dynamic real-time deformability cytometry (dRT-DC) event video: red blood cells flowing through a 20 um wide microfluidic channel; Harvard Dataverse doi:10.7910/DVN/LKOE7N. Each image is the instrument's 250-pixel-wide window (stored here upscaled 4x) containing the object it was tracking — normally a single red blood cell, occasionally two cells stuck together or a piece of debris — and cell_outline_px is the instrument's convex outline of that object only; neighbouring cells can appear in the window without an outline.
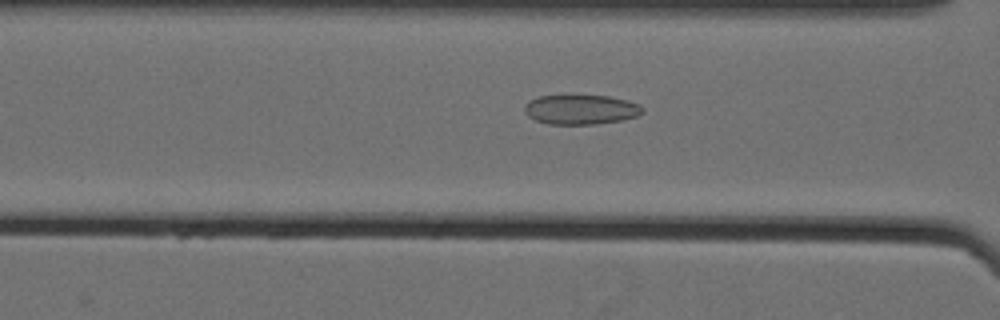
{"species": "Egyptian fruit bat (a non-hibernating species)", "species_latin": "Rousettus aegyptiacus", "temperature_condition": "cold", "stored_images_in_passage": 47, "camera_frame_rate_fps": 3000, "um_per_image_px": 0.085, "animal": {"sex": "female"}, "frame": {"image": 1, "passage_image": 15, "time_ms": 4.667, "image_size_px": [1000, 320], "cell_outline_px": [[644, 112], [636, 116], [624, 120], [596, 124], [548, 124], [536, 120], [528, 116], [524, 112], [524, 104], [528, 100], [540, 96], [608, 96], [628, 100], [640, 104], [644, 108]], "centroid_in_image_um": [49.39, 9.31], "position_along_channel_um": 117.2, "area_um2": 20.52}}
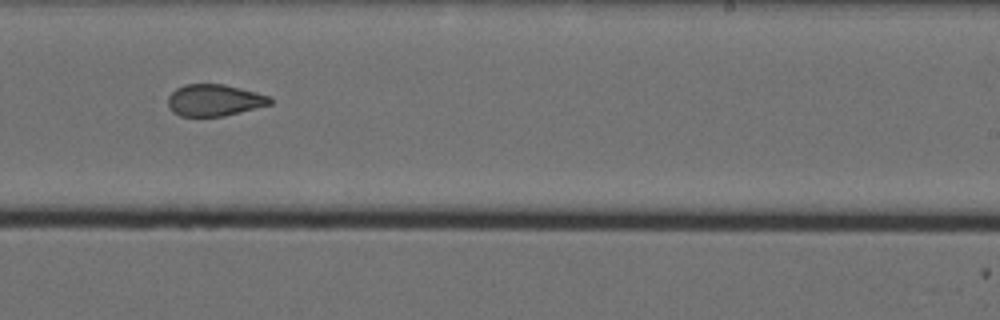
{"frame": {"image": 2, "passage_image": 28, "time_ms": 9.0, "image_size_px": [1000, 320], "cell_outline_px": [[272, 104], [224, 116], [180, 116], [172, 112], [168, 108], [168, 96], [176, 88], [184, 84], [224, 84], [272, 96]], "centroid_in_image_um": [18.21, 8.51], "position_along_channel_um": 270.8, "area_um2": 19.02}}
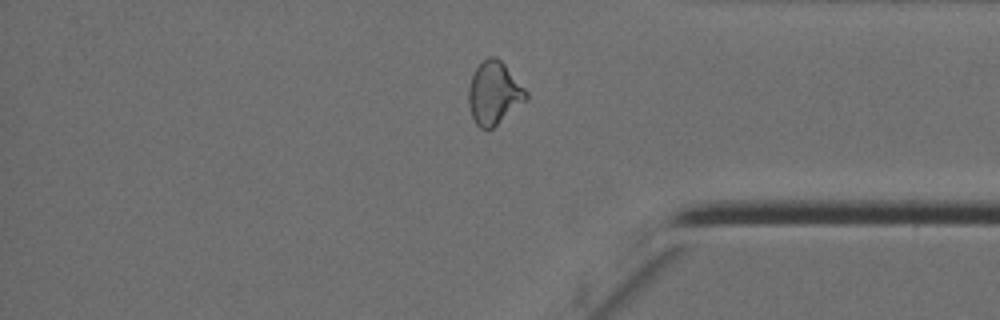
{"frame": {"image": 3, "passage_image": 39, "time_ms": 12.667, "image_size_px": [1000, 320], "cell_outline_px": [[528, 100], [492, 128], [480, 128], [476, 124], [472, 116], [468, 104], [468, 88], [472, 76], [476, 68], [488, 56], [496, 56], [504, 64], [528, 92]], "centroid_in_image_um": [42.0, 7.92], "position_along_channel_um": 393.2, "area_um2": 20.98}, "authors_computed_cell_mechanics": {"area_um2": 20.1722, "velocity_mm_per_s": 3.5403, "shape_relaxation_time_tau1_ms": null, "shape_relaxation_time_tau2_ms": 1.921, "deformation_change_tau1": null, "deformation_change_tau2": 0.0838}}